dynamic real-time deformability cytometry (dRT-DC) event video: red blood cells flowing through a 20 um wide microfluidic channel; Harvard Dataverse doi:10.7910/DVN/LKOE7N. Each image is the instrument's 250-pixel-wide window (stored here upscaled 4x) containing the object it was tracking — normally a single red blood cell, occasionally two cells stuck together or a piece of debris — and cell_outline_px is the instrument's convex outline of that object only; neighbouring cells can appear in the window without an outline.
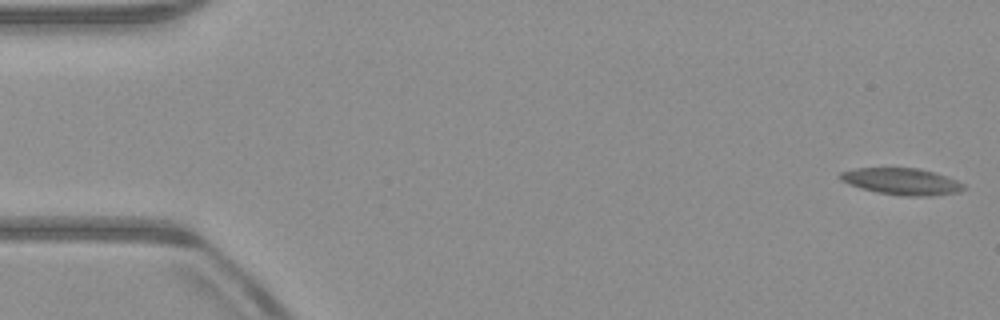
{"species": "common noctule bat (a hibernating species)", "species_latin": "Nyctalus noctula", "temperature_condition": "warm", "stored_images_in_passage": 16, "camera_frame_rate_fps": 3000, "um_per_image_px": 0.085, "animal": {"sex": "male", "body_mass_g": 23.1, "forearm_length_mm": 52.7}, "frame": {"image": 1, "passage_image": 1, "time_ms": 0.0, "image_size_px": [1000, 320], "cell_outline_px": [[964, 188], [956, 192], [932, 196], [904, 196], [880, 192], [860, 188], [848, 184], [840, 180], [840, 172], [856, 168], [916, 168], [932, 172], [956, 180], [964, 184]], "centroid_in_image_um": [76.61, 15.42], "position_along_channel_um": 8.4, "area_um2": 18.84}}
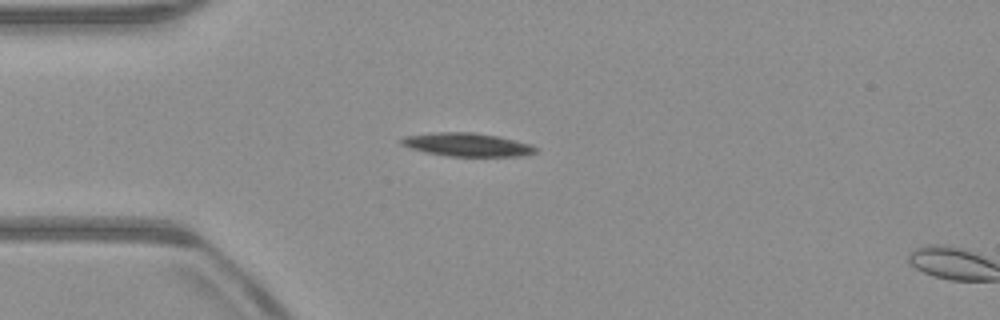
{"frame": {"image": 2, "passage_image": 14, "time_ms": 4.333, "image_size_px": [1000, 320], "cell_outline_px": [[536, 152], [520, 156], [448, 156], [424, 152], [400, 144], [400, 140], [404, 136], [436, 132], [476, 132], [496, 136], [528, 144], [536, 148]], "centroid_in_image_um": [39.64, 12.29], "position_along_channel_um": 45.4, "area_um2": 18.03}}